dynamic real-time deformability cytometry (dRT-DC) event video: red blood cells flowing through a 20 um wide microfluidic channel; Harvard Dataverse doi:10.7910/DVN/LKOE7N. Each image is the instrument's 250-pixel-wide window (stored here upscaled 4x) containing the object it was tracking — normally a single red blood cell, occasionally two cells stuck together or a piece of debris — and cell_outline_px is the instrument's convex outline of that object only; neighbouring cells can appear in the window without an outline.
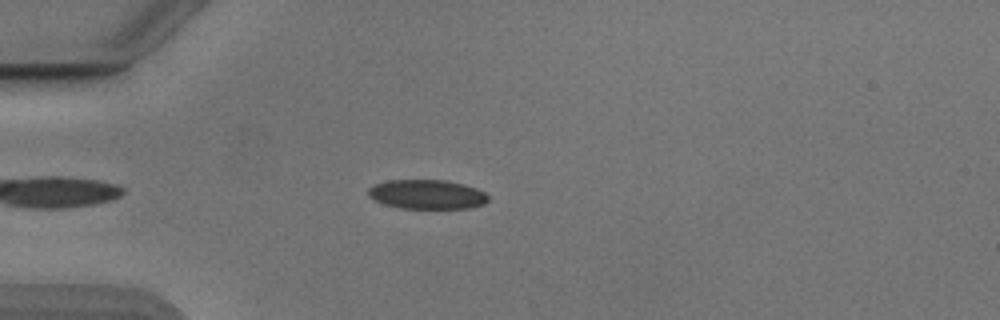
{"species": "Egyptian fruit bat (a non-hibernating species)", "species_latin": "Rousettus aegyptiacus", "temperature_condition": "cold", "stored_images_in_passage": 45, "camera_frame_rate_fps": 3000, "um_per_image_px": 0.085, "animal": {"sex": "male"}, "frame": {"image": 1, "passage_image": 7, "time_ms": 2.0, "image_size_px": [1000, 320], "cell_outline_px": [[488, 200], [484, 204], [468, 208], [400, 208], [384, 204], [368, 196], [368, 188], [376, 184], [388, 180], [444, 180], [464, 184], [476, 188], [484, 192], [488, 196]], "centroid_in_image_um": [36.3, 16.52], "position_along_channel_um": 48.7, "area_um2": 20.4}}
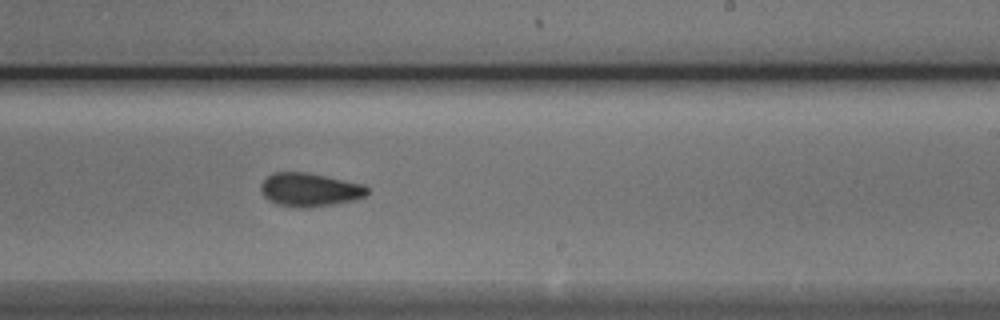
{"frame": {"image": 2, "passage_image": 25, "time_ms": 8.0, "image_size_px": [1000, 320], "cell_outline_px": [[368, 192], [364, 196], [356, 200], [332, 204], [304, 208], [296, 208], [276, 204], [268, 200], [260, 192], [260, 184], [272, 172], [308, 172], [364, 184], [368, 188]], "centroid_in_image_um": [26.3, 16.12], "position_along_channel_um": 262.7, "area_um2": 20.98}}
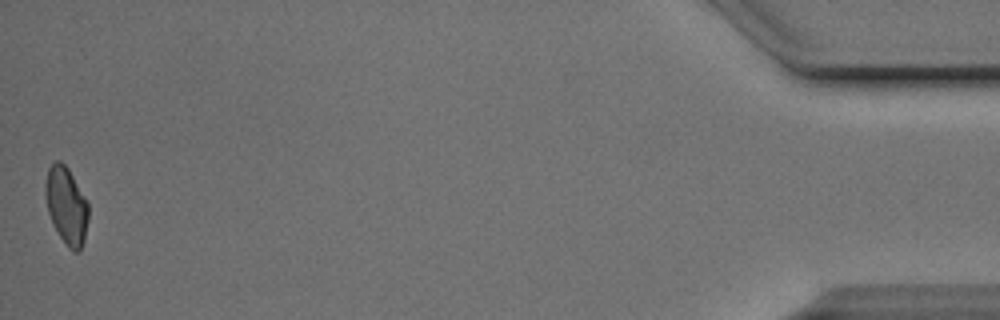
{"frame": {"image": 3, "passage_image": 45, "time_ms": 14.667, "image_size_px": [1000, 320], "cell_outline_px": [[88, 220], [84, 240], [80, 248], [76, 252], [72, 252], [68, 248], [52, 224], [48, 212], [44, 192], [44, 184], [48, 168], [56, 160], [60, 160], [68, 168], [88, 200]], "centroid_in_image_um": [5.64, 17.45], "position_along_channel_um": 429.6, "area_um2": 19.59}, "authors_computed_cell_mechanics": {"area_um2": 20.23, "velocity_mm_per_s": 3.8804, "shape_relaxation_time_tau1_ms": 3.7092, "shape_relaxation_time_tau2_ms": 2.2128, "deformation_change_tau1": 0.1099, "deformation_change_tau2": 0.0722}}